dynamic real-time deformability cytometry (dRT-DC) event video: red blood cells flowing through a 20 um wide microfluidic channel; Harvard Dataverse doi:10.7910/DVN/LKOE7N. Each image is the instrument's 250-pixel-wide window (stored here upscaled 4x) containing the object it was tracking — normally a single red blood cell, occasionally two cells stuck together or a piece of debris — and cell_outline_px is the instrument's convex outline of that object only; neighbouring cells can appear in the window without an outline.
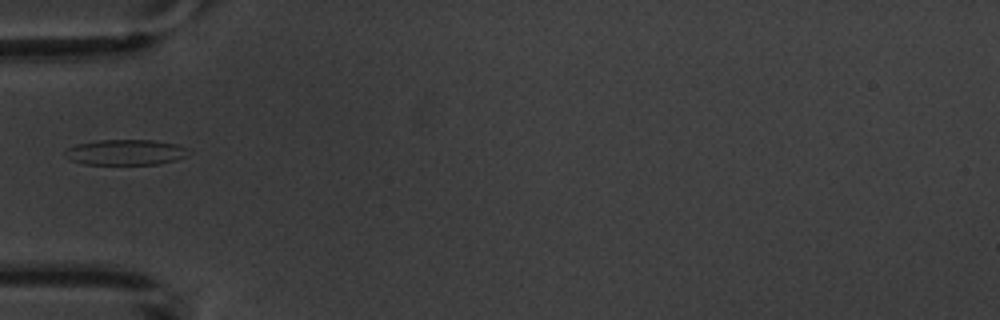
{"species": "common noctule bat (a hibernating species)", "species_latin": "Nyctalus noctula", "temperature_condition": "warm", "stored_images_in_passage": 4, "camera_frame_rate_fps": 3000, "um_per_image_px": 0.085, "animal": {"sex": "male", "body_mass_g": 20.1, "forearm_length_mm": 53.5}, "frame": {"image": 1, "passage_image": 3, "time_ms": 2.333, "image_size_px": [1000, 320], "cell_outline_px": [[192, 152], [176, 160], [156, 164], [84, 164], [72, 160], [64, 156], [64, 152], [68, 148], [76, 144], [100, 140], [152, 140], [176, 144], [188, 148]], "centroid_in_image_um": [10.68, 12.94], "position_along_channel_um": 74.3, "area_um2": 18.32}}